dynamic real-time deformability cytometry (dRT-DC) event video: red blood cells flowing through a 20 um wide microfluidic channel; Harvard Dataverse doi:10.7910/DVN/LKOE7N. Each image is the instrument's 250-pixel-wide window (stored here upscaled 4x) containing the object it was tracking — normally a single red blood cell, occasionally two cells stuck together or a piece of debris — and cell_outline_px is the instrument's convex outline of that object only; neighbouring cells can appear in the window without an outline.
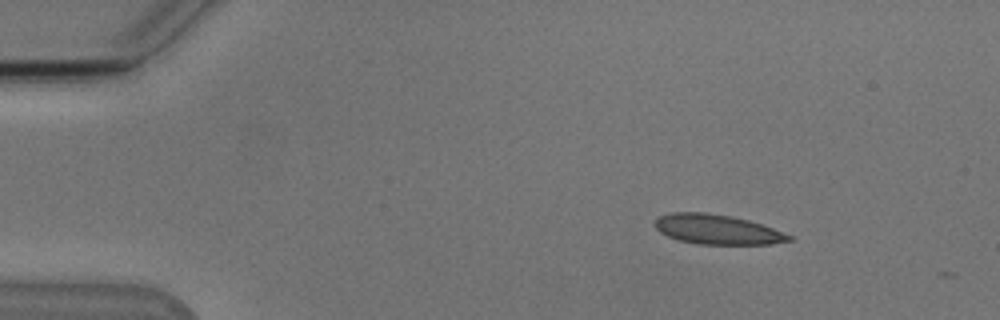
{"species": "Egyptian fruit bat (a non-hibernating species)", "species_latin": "Rousettus aegyptiacus", "temperature_condition": "cold", "stored_images_in_passage": 4, "camera_frame_rate_fps": 3000, "um_per_image_px": 0.085, "animal": {"sex": "male"}, "frame": {"image": 1, "passage_image": 1, "time_ms": 0.0, "image_size_px": [1000, 320], "cell_outline_px": [[796, 236], [792, 240], [772, 244], [696, 244], [680, 240], [668, 236], [660, 232], [652, 224], [656, 216], [672, 212], [704, 212], [732, 216], [748, 220]], "centroid_in_image_um": [60.94, 19.49], "position_along_channel_um": 24.1, "area_um2": 23.47}}